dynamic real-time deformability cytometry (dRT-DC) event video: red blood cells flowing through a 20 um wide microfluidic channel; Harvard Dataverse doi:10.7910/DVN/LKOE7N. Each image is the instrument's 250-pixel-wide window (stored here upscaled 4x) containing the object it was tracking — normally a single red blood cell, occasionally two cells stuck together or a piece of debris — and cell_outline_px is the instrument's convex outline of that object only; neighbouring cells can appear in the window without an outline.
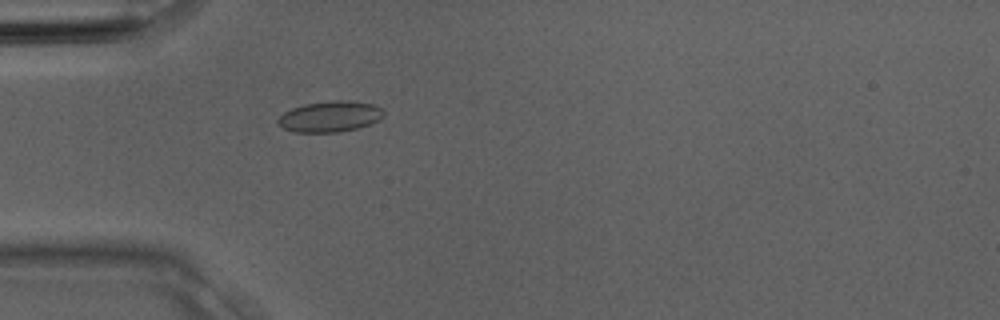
{"species": "Egyptian fruit bat (a non-hibernating species)", "species_latin": "Rousettus aegyptiacus", "temperature_condition": "room temperature", "stored_images_in_passage": 3, "camera_frame_rate_fps": 3000, "um_per_image_px": 0.085, "animal": {"sex": "male"}, "frame": {"image": 1, "passage_image": 3, "time_ms": 0.667, "image_size_px": [1000, 320], "cell_outline_px": [[384, 116], [380, 120], [372, 124], [340, 132], [296, 132], [284, 128], [276, 120], [284, 112], [292, 108], [304, 104], [336, 100], [344, 100], [372, 104], [384, 108]], "centroid_in_image_um": [28.1, 9.9], "position_along_channel_um": 56.9, "area_um2": 19.02}}